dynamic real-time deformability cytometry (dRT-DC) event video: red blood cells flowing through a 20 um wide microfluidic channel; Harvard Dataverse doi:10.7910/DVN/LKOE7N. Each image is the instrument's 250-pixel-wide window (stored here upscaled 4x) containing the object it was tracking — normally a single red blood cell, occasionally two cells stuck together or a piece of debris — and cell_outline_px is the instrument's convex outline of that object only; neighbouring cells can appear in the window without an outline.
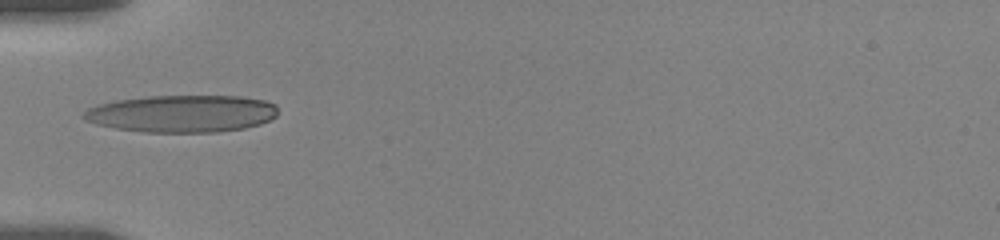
{"species": "human", "species_latin": "Homo sapiens", "temperature_condition": "room temperature", "stored_images_in_passage": 5, "camera_frame_rate_fps": 3000, "um_per_image_px": 0.085, "donor": {"sex": "female"}, "frame": {"image": 1, "passage_image": 1, "time_ms": 0.0, "image_size_px": [1000, 240], "cell_outline_px": [[276, 116], [260, 124], [244, 128], [216, 132], [144, 132], [116, 128], [96, 124], [84, 120], [80, 116], [88, 108], [100, 104], [116, 100], [148, 96], [240, 96], [264, 100], [276, 104]], "centroid_in_image_um": [15.45, 9.66], "position_along_channel_um": 69.6, "area_um2": 42.14}}
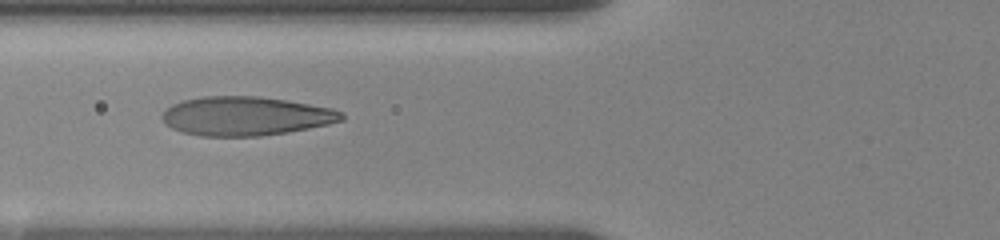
{"frame": {"image": 2, "passage_image": 4, "time_ms": 1.0, "image_size_px": [1000, 240], "cell_outline_px": [[344, 120], [328, 124], [288, 132], [260, 136], [200, 136], [180, 132], [164, 124], [160, 116], [164, 108], [172, 104], [184, 100], [204, 96], [260, 96], [332, 108], [344, 112]], "centroid_in_image_um": [20.84, 9.87], "position_along_channel_um": 105.0, "area_um2": 40.98}}